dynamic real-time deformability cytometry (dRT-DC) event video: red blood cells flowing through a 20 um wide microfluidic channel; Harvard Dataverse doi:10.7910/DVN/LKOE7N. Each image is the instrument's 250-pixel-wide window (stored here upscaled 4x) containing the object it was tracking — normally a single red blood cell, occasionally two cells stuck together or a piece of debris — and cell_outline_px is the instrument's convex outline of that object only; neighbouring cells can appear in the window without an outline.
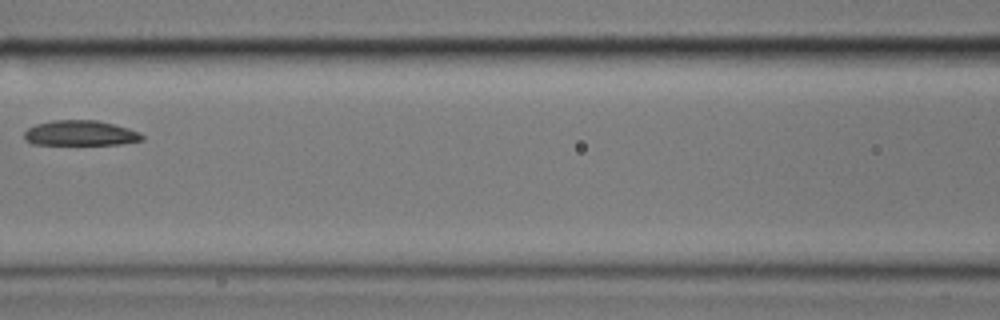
{"species": "common noctule bat (a hibernating species)", "species_latin": "Nyctalus noctula", "temperature_condition": "cold", "stored_images_in_passage": 7, "camera_frame_rate_fps": 3000, "um_per_image_px": 0.085, "animal": {"sex": "male", "body_mass_g": 17.9}, "frame": {"image": 1, "passage_image": 7, "time_ms": 2.0, "image_size_px": [1000, 320], "cell_outline_px": [[144, 140], [120, 144], [32, 144], [24, 140], [24, 132], [28, 128], [36, 124], [52, 120], [96, 120], [128, 128], [140, 132], [144, 136]], "centroid_in_image_um": [6.82, 11.31], "position_along_channel_um": 159.8, "area_um2": 17.28}}